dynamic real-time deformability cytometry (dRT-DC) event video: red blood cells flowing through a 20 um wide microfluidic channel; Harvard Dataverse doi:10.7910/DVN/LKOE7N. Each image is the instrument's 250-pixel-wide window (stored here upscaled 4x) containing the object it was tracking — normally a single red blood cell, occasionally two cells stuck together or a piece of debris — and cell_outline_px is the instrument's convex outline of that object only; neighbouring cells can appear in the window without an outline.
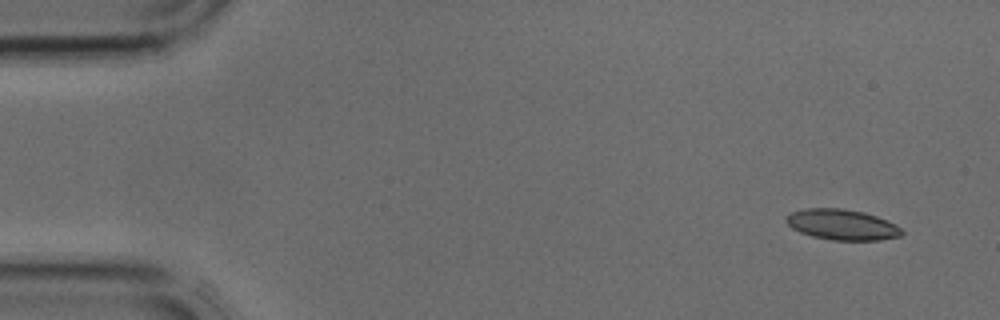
{"species": "common noctule bat (a hibernating species)", "species_latin": "Nyctalus noctula", "temperature_condition": "cold", "stored_images_in_passage": 4, "camera_frame_rate_fps": 3000, "um_per_image_px": 0.085, "animal": {"sex": "male", "body_mass_g": 17.9, "forearm_length_mm": 54.2}, "frame": {"image": 1, "passage_image": 1, "time_ms": 0.0, "image_size_px": [1000, 320], "cell_outline_px": [[904, 232], [900, 236], [880, 240], [832, 240], [812, 236], [800, 232], [792, 228], [784, 220], [792, 212], [804, 208], [840, 208], [864, 212], [888, 220], [896, 224]], "centroid_in_image_um": [71.58, 19.09], "position_along_channel_um": 13.4, "area_um2": 20.63}}